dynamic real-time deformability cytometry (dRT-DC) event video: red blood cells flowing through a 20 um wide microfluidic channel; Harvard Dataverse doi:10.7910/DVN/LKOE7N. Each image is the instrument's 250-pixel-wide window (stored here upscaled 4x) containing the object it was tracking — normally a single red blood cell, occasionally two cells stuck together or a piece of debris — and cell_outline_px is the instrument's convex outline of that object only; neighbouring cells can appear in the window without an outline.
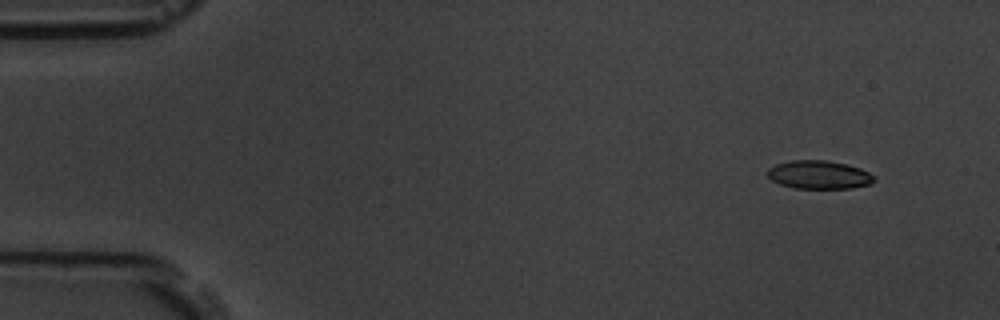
{"species": "common noctule bat (a hibernating species)", "species_latin": "Nyctalus noctula", "temperature_condition": "room temperature", "stored_images_in_passage": 8, "camera_frame_rate_fps": 3000, "um_per_image_px": 0.085, "animal": {"sex": "male", "body_mass_g": 19.5, "forearm_length_mm": 54.6}, "frame": {"image": 1, "passage_image": 1, "time_ms": 0.0, "image_size_px": [1000, 320], "cell_outline_px": [[876, 180], [868, 184], [852, 188], [792, 188], [780, 184], [772, 180], [768, 176], [768, 168], [776, 164], [792, 160], [828, 160], [848, 164], [860, 168], [876, 176]], "centroid_in_image_um": [69.63, 14.85], "position_along_channel_um": 15.4, "area_um2": 17.69}}
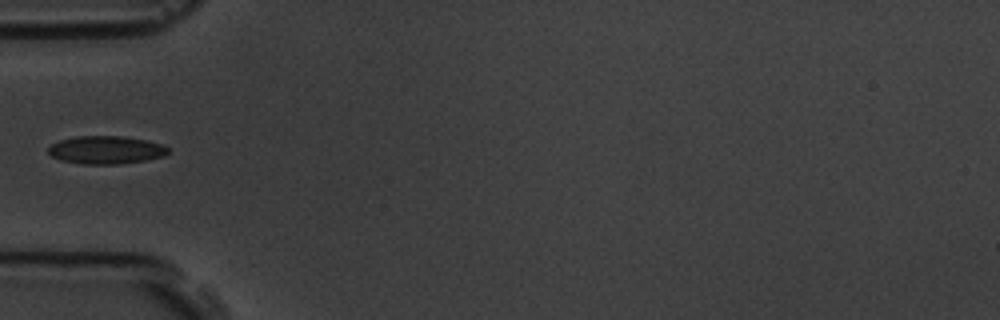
{"frame": {"image": 2, "passage_image": 5, "time_ms": 4.667, "image_size_px": [1000, 320], "cell_outline_px": [[168, 152], [164, 156], [144, 160], [120, 164], [84, 164], [60, 160], [52, 156], [48, 152], [48, 148], [52, 144], [60, 140], [76, 136], [120, 136], [144, 140], [160, 144], [168, 148]], "centroid_in_image_um": [8.97, 12.75], "position_along_channel_um": 76.0, "area_um2": 19.31}}
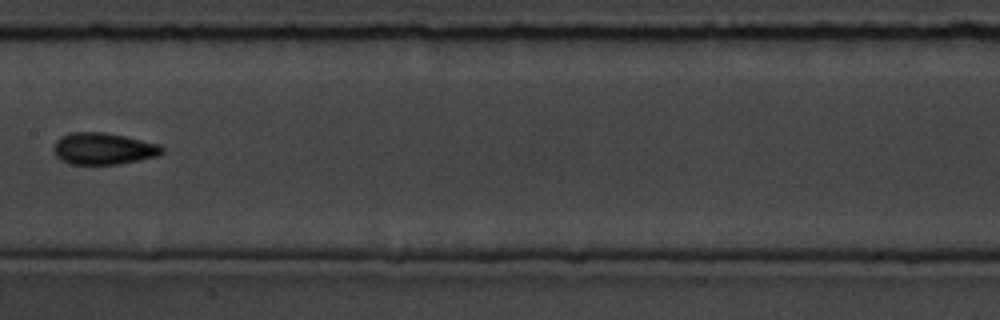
{"frame": {"image": 3, "passage_image": 8, "time_ms": 8.0, "image_size_px": [1000, 320], "cell_outline_px": [[164, 152], [156, 156], [140, 160], [120, 164], [72, 164], [60, 160], [56, 156], [52, 148], [56, 140], [60, 136], [72, 132], [104, 132], [124, 136], [160, 144], [164, 148]], "centroid_in_image_um": [8.77, 12.63], "position_along_channel_um": 198.6, "area_um2": 20.17}}